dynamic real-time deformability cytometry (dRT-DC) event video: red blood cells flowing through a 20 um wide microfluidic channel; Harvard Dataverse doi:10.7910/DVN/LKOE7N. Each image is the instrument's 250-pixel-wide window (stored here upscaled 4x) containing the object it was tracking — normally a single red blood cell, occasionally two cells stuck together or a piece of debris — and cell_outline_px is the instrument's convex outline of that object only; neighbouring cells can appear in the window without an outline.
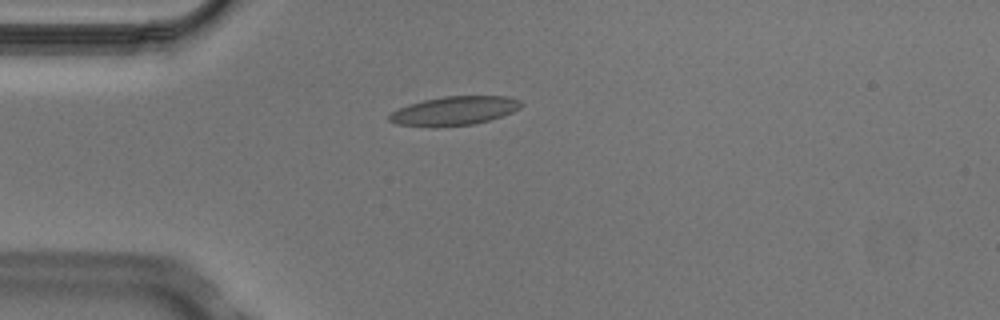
{"species": "Egyptian fruit bat (a non-hibernating species)", "species_latin": "Rousettus aegyptiacus", "temperature_condition": "cold", "stored_images_in_passage": 4, "camera_frame_rate_fps": 3000, "um_per_image_px": 0.085, "animal": {"sex": "male"}, "frame": {"image": 1, "passage_image": 1, "time_ms": 0.0, "image_size_px": [1000, 320], "cell_outline_px": [[524, 104], [520, 108], [512, 112], [476, 124], [436, 128], [432, 128], [396, 124], [388, 120], [388, 116], [392, 112], [408, 104], [424, 100], [444, 96], [508, 96], [520, 100]], "centroid_in_image_um": [38.6, 9.43], "position_along_channel_um": 46.4, "area_um2": 22.48}}
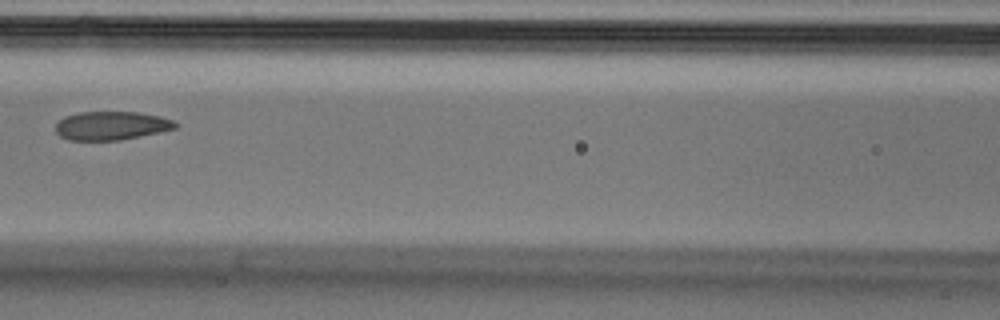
{"frame": {"image": 2, "passage_image": 4, "time_ms": 1.0, "image_size_px": [1000, 320], "cell_outline_px": [[180, 124], [176, 128], [160, 132], [120, 140], [68, 140], [60, 136], [56, 132], [56, 124], [64, 116], [80, 112], [136, 112], [160, 116], [172, 120]], "centroid_in_image_um": [9.47, 10.68], "position_along_channel_um": 157.1, "area_um2": 19.94}}